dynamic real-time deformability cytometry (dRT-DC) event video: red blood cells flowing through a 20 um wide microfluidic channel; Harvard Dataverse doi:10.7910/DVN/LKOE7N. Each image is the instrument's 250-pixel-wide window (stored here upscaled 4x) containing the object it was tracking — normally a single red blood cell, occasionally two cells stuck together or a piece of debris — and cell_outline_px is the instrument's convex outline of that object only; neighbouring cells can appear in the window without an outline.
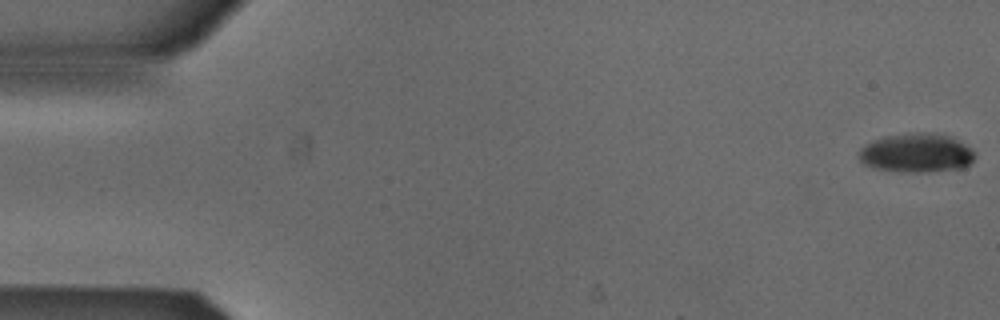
{"species": "Egyptian fruit bat (a non-hibernating species)", "species_latin": "Rousettus aegyptiacus", "temperature_condition": "cold", "stored_images_in_passage": 6, "camera_frame_rate_fps": 3000, "um_per_image_px": 0.085, "animal": {"sex": "male"}, "frame": {"image": 1, "passage_image": 1, "time_ms": 0.0, "image_size_px": [1000, 320], "cell_outline_px": [[976, 156], [964, 168], [924, 172], [908, 172], [876, 168], [864, 164], [860, 160], [860, 148], [876, 140], [888, 136], [948, 136], [972, 148], [976, 152]], "centroid_in_image_um": [77.94, 13.07], "position_along_channel_um": 7.1, "area_um2": 24.91}}
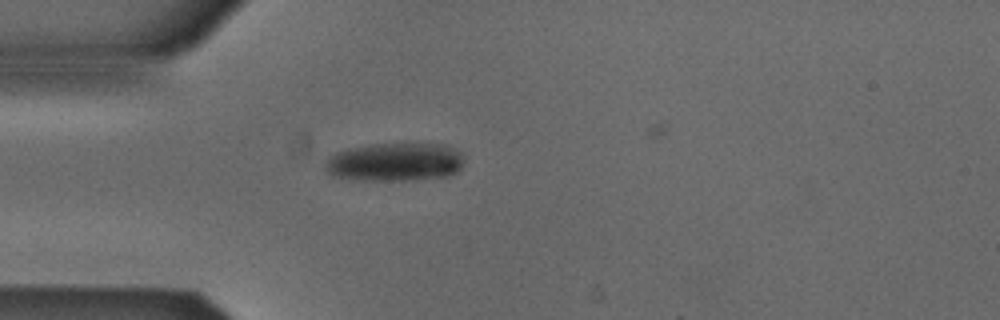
{"frame": {"image": 2, "passage_image": 5, "time_ms": 1.333, "image_size_px": [1000, 320], "cell_outline_px": [[464, 160], [460, 168], [456, 172], [448, 176], [404, 180], [360, 180], [332, 176], [324, 168], [324, 160], [328, 156], [336, 152], [348, 148], [372, 144], [400, 140], [448, 144], [460, 152], [464, 156]], "centroid_in_image_um": [33.58, 13.71], "position_along_channel_um": 51.4, "area_um2": 32.43}}